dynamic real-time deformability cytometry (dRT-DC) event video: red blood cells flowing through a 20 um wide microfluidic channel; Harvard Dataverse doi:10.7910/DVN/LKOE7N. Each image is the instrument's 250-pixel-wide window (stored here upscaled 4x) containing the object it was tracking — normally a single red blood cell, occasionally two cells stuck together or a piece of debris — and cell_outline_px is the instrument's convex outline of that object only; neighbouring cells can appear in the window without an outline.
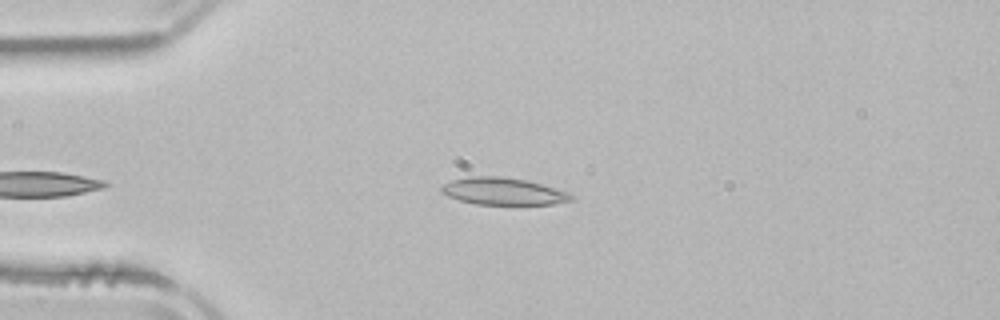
{"species": "common noctule bat (a hibernating species)", "species_latin": "Nyctalus noctula", "temperature_condition": "room temperature", "stored_images_in_passage": 3, "camera_frame_rate_fps": 3000, "um_per_image_px": 0.085, "animal": {"sex": "male", "body_mass_g": 21.5, "forearm_length_mm": 52.0}, "frame": {"image": 1, "passage_image": 3, "time_ms": 2.667, "image_size_px": [1000, 320], "cell_outline_px": [[576, 200], [552, 204], [476, 204], [460, 200], [448, 196], [440, 192], [440, 188], [444, 184], [452, 180], [468, 176], [500, 176], [528, 180], [568, 192], [576, 196]], "centroid_in_image_um": [42.8, 16.26], "position_along_channel_um": 42.2, "area_um2": 20.63}}